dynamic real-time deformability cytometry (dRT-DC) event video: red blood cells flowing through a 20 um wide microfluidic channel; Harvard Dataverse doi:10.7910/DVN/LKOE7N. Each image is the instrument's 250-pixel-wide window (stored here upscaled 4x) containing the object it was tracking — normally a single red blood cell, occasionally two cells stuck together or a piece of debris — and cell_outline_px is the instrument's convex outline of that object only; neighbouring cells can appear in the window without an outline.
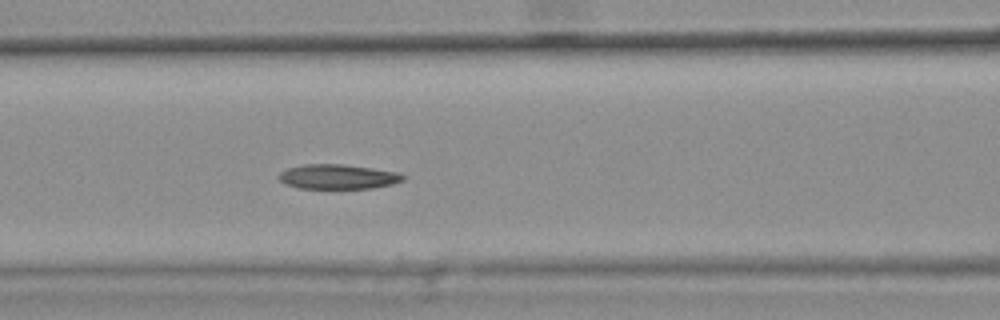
{"species": "common noctule bat (a hibernating species)", "species_latin": "Nyctalus noctula", "temperature_condition": "warm", "stored_images_in_passage": 31, "camera_frame_rate_fps": 3000, "um_per_image_px": 0.085, "animal": {"sex": "female", "body_mass_g": 25.1}, "frame": {"image": 1, "passage_image": 10, "time_ms": 3.0, "image_size_px": [1000, 320], "cell_outline_px": [[408, 176], [404, 180], [392, 184], [372, 188], [300, 188], [288, 184], [280, 180], [280, 172], [288, 168], [304, 164], [344, 164], [372, 168], [396, 172]], "centroid_in_image_um": [28.77, 15.01], "position_along_channel_um": 137.8, "area_um2": 17.69}}